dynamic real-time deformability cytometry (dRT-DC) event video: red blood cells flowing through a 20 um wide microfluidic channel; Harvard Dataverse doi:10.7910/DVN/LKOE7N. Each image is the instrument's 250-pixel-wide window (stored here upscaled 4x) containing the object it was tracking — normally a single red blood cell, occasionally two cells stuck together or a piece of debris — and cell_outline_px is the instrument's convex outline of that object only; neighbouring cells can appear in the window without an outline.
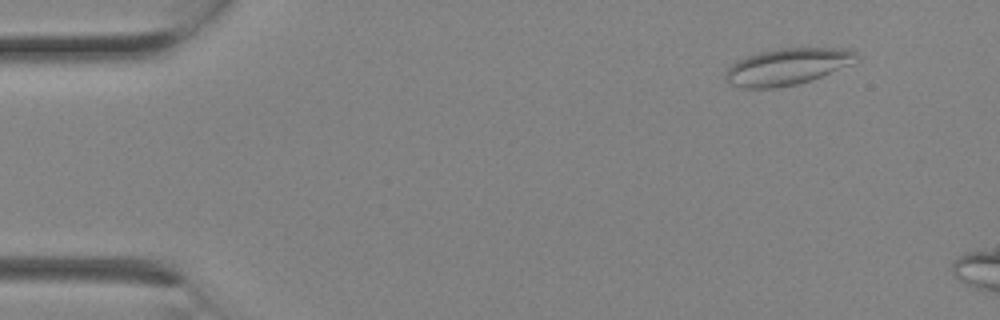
{"species": "Egyptian fruit bat (a non-hibernating species)", "species_latin": "Rousettus aegyptiacus", "temperature_condition": "room temperature", "stored_images_in_passage": 3, "camera_frame_rate_fps": 3000, "um_per_image_px": 0.085, "animal": {"sex": "female"}, "frame": {"image": 1, "passage_image": 1, "time_ms": 0.0, "image_size_px": [1000, 320], "cell_outline_px": [[860, 56], [848, 64], [812, 80], [796, 84], [776, 88], [744, 88], [728, 84], [724, 76], [724, 72], [732, 64], [748, 56], [760, 52], [784, 48], [848, 48], [856, 52]], "centroid_in_image_um": [66.88, 5.67], "position_along_channel_um": 18.1, "area_um2": 27.57}}